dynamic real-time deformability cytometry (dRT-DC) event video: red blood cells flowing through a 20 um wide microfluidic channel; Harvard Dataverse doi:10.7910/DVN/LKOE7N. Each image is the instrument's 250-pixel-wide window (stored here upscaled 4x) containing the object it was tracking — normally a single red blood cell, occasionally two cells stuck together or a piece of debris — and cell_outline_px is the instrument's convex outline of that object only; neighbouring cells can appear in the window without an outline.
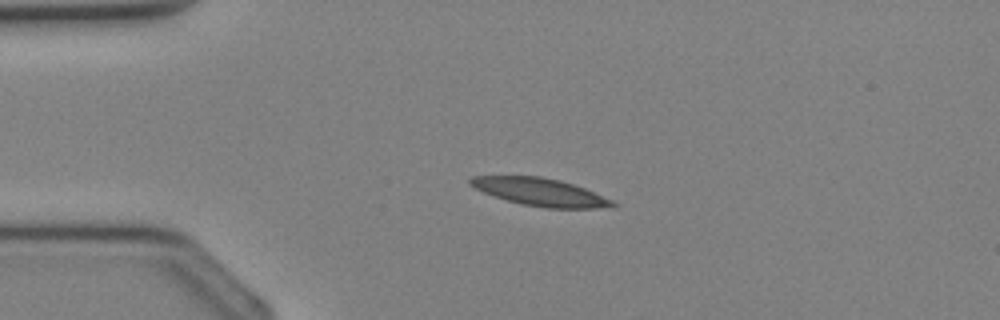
{"species": "Egyptian fruit bat (a non-hibernating species)", "species_latin": "Rousettus aegyptiacus", "temperature_condition": "cold", "stored_images_in_passage": 36, "camera_frame_rate_fps": 3000, "um_per_image_px": 0.085, "animal": {"sex": "female"}, "frame": {"image": 1, "passage_image": 8, "time_ms": 2.333, "image_size_px": [1000, 320], "cell_outline_px": [[616, 204], [592, 208], [548, 208], [524, 204], [508, 200], [484, 192], [468, 184], [468, 180], [472, 176], [540, 176], [560, 180], [584, 188], [612, 200]], "centroid_in_image_um": [45.86, 16.3], "position_along_channel_um": 39.1, "area_um2": 22.31}}
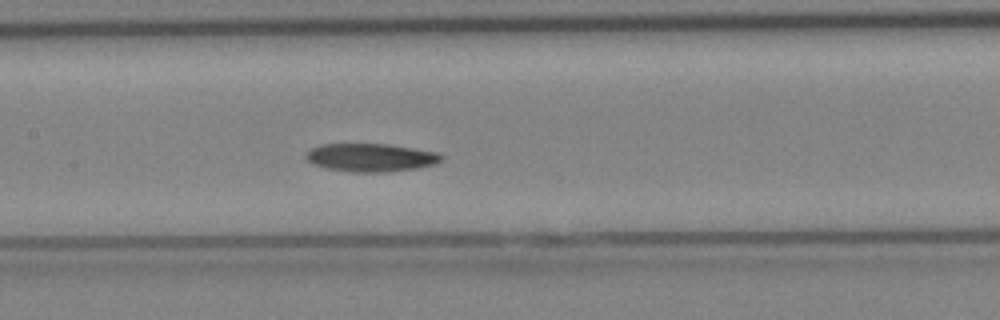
{"frame": {"image": 2, "passage_image": 17, "time_ms": 5.333, "image_size_px": [1000, 320], "cell_outline_px": [[444, 156], [440, 160], [432, 164], [416, 168], [388, 172], [352, 172], [328, 168], [312, 164], [304, 156], [312, 148], [320, 144], [388, 144], [440, 152]], "centroid_in_image_um": [31.52, 13.38], "position_along_channel_um": 175.9, "area_um2": 22.14}}
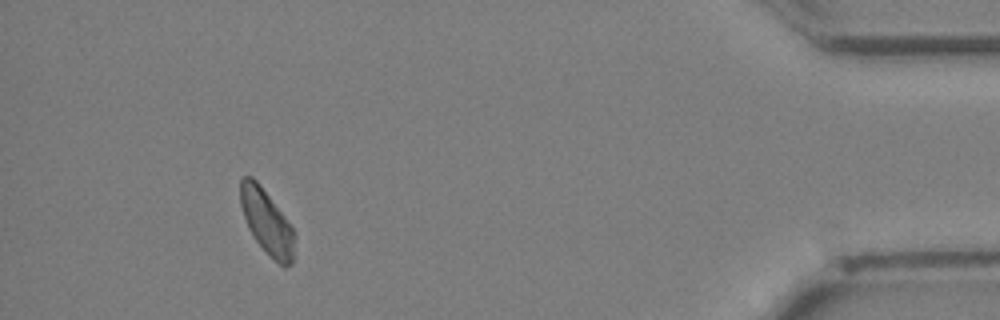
{"frame": {"image": 3, "passage_image": 33, "time_ms": 10.667, "image_size_px": [1000, 320], "cell_outline_px": [[292, 264], [284, 268], [256, 240], [248, 228], [240, 204], [240, 180], [244, 176], [252, 176], [260, 184], [284, 216], [292, 228]], "centroid_in_image_um": [22.62, 18.8], "position_along_channel_um": 412.6, "area_um2": 19.54}}